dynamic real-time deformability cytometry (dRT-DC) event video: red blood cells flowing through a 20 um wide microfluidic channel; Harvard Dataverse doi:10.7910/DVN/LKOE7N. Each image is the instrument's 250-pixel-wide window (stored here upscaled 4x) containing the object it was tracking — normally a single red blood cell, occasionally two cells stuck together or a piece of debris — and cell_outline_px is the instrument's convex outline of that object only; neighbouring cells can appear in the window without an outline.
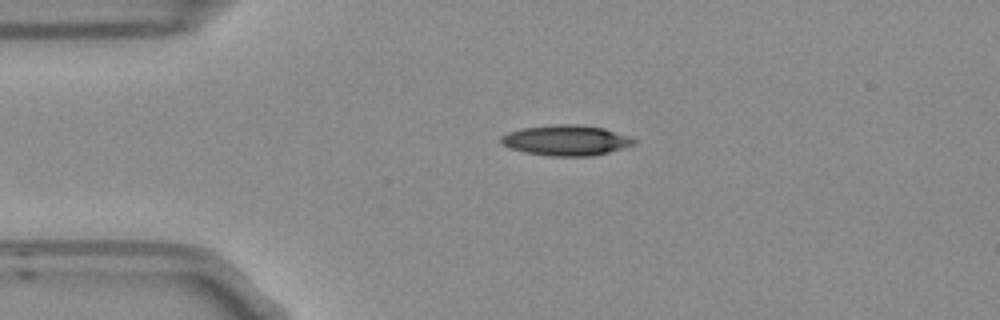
{"species": "Egyptian fruit bat (a non-hibernating species)", "species_latin": "Rousettus aegyptiacus", "temperature_condition": "room temperature", "stored_images_in_passage": 2, "camera_frame_rate_fps": 3000, "um_per_image_px": 0.085, "frame": {"image": 1, "passage_image": 1, "time_ms": 0.0, "image_size_px": [1000, 320], "cell_outline_px": [[636, 144], [608, 152], [592, 156], [548, 156], [524, 152], [512, 148], [504, 144], [500, 140], [500, 136], [508, 132], [524, 128], [552, 124], [576, 124], [604, 128], [636, 140]], "centroid_in_image_um": [48.1, 11.93], "position_along_channel_um": 36.9, "area_um2": 23.35}}